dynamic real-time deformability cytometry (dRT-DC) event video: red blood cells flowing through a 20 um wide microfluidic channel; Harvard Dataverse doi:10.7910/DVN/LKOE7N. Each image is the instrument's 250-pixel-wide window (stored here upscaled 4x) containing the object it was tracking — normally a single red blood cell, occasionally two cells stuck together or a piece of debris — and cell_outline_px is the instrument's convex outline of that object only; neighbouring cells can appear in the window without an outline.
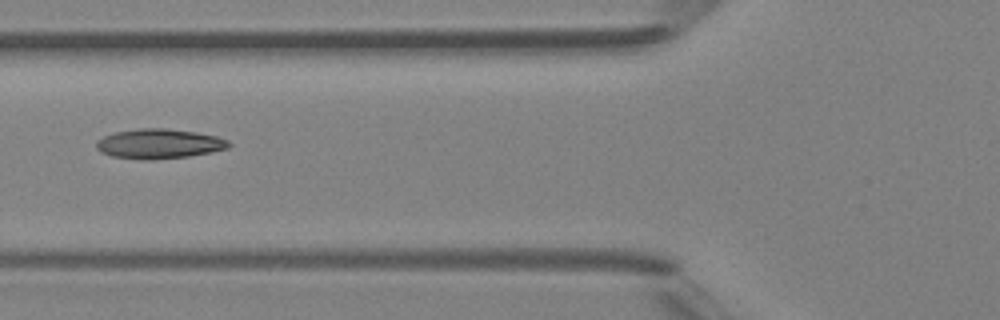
{"species": "Egyptian fruit bat (a non-hibernating species)", "species_latin": "Rousettus aegyptiacus", "temperature_condition": "room temperature", "stored_images_in_passage": 2, "camera_frame_rate_fps": 3000, "um_per_image_px": 0.085, "animal": {"sex": "female"}, "frame": {"image": 1, "passage_image": 2, "time_ms": 2.0, "image_size_px": [1000, 320], "cell_outline_px": [[232, 144], [228, 148], [212, 152], [188, 156], [152, 160], [144, 160], [112, 156], [100, 152], [96, 148], [96, 140], [104, 136], [116, 132], [140, 128], [164, 128], [196, 132], [216, 136], [228, 140]], "centroid_in_image_um": [13.52, 12.22], "position_along_channel_um": 112.3, "area_um2": 23.0}}